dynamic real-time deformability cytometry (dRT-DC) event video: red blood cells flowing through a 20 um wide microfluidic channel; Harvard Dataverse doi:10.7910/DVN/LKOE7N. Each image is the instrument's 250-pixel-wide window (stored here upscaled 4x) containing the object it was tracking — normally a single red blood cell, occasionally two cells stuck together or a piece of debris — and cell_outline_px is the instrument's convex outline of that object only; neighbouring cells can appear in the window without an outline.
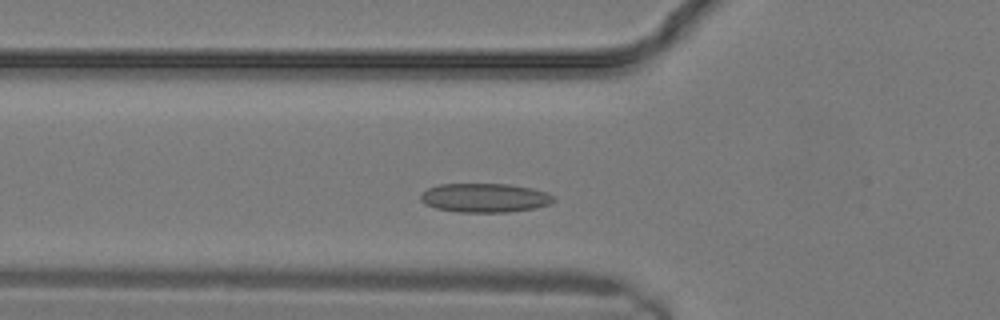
{"species": "common noctule bat (a hibernating species)", "species_latin": "Nyctalus noctula", "temperature_condition": "warm", "stored_images_in_passage": 7, "camera_frame_rate_fps": 3000, "um_per_image_px": 0.085, "animal": {"sex": "male", "body_mass_g": 19.2, "forearm_length_mm": 51.8}, "frame": {"image": 1, "passage_image": 5, "time_ms": 1.333, "image_size_px": [1000, 320], "cell_outline_px": [[556, 200], [548, 204], [532, 208], [508, 212], [456, 212], [436, 208], [424, 204], [420, 200], [420, 196], [428, 188], [440, 184], [508, 184], [532, 188], [544, 192], [552, 196]], "centroid_in_image_um": [41.16, 16.81], "position_along_channel_um": 84.6, "area_um2": 22.31}}
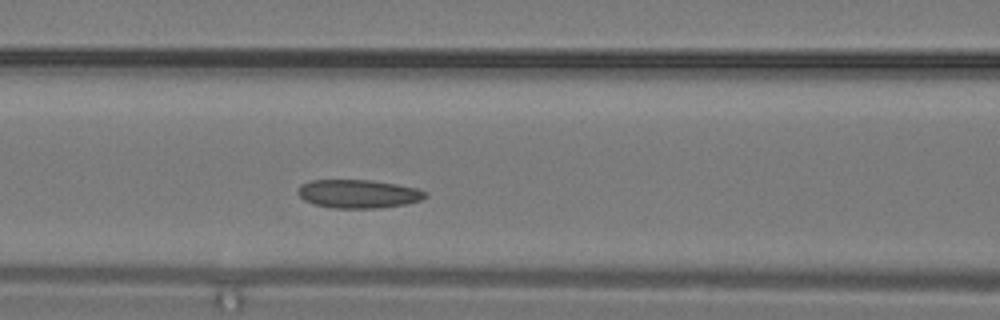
{"frame": {"image": 2, "passage_image": 7, "time_ms": 2.0, "image_size_px": [1000, 320], "cell_outline_px": [[428, 196], [420, 200], [404, 204], [380, 208], [332, 208], [312, 204], [304, 200], [296, 192], [300, 184], [308, 180], [372, 180], [396, 184], [416, 188], [428, 192]], "centroid_in_image_um": [30.42, 16.47], "position_along_channel_um": 136.2, "area_um2": 21.33}}